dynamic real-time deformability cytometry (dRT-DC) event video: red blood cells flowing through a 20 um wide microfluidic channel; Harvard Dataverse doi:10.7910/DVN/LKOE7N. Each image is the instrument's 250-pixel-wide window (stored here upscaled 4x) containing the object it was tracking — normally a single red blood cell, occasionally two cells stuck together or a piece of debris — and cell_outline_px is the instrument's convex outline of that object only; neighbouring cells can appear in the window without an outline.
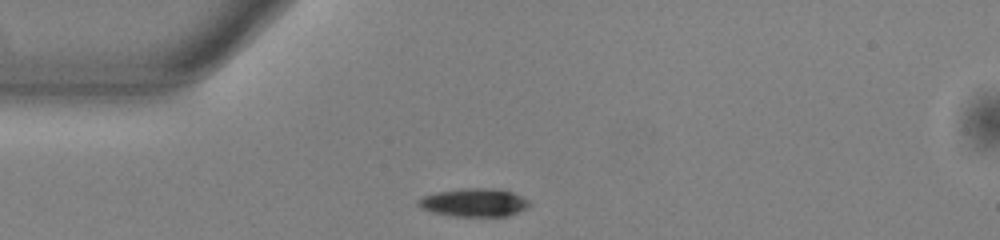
{"species": "common noctule bat (a hibernating species)", "species_latin": "Nyctalus noctula", "temperature_condition": "warm", "stored_images_in_passage": 41, "camera_frame_rate_fps": 3000, "um_per_image_px": 0.085, "animal": {"sex": "male", "body_mass_g": 13.0, "forearm_length_mm": 53.1}, "frame": {"image": 1, "passage_image": 1, "time_ms": 0.0, "image_size_px": [1000, 240], "cell_outline_px": [[528, 204], [524, 208], [508, 216], [456, 216], [432, 212], [420, 208], [416, 204], [416, 200], [420, 196], [436, 192], [468, 188], [492, 188], [512, 192], [528, 200]], "centroid_in_image_um": [40.2, 17.21], "position_along_channel_um": 44.8, "area_um2": 18.09}}
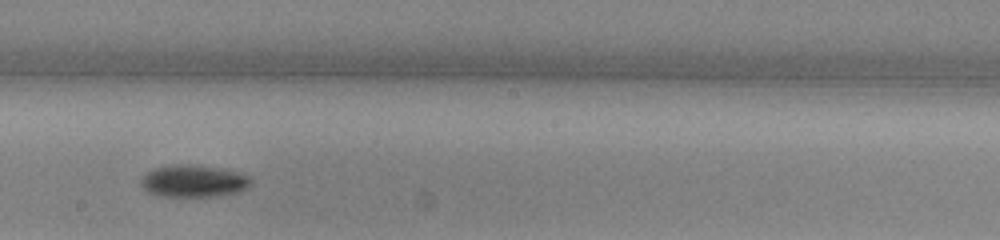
{"frame": {"image": 2, "passage_image": 17, "time_ms": 5.333, "image_size_px": [1000, 240], "cell_outline_px": [[252, 184], [248, 188], [240, 192], [216, 196], [160, 196], [148, 192], [140, 184], [140, 180], [148, 172], [156, 168], [172, 164], [188, 164], [216, 168], [248, 176], [252, 180]], "centroid_in_image_um": [16.45, 15.4], "position_along_channel_um": 231.8, "area_um2": 20.35}}
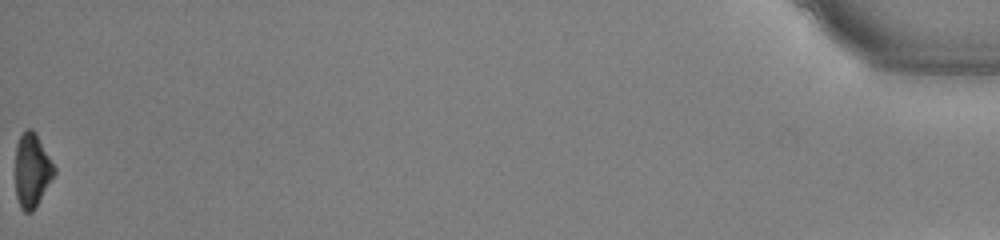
{"frame": {"image": 3, "passage_image": 41, "time_ms": 13.333, "image_size_px": [1000, 240], "cell_outline_px": [[56, 172], [32, 212], [24, 212], [20, 208], [16, 196], [16, 144], [20, 136], [28, 128], [32, 128], [36, 132], [56, 168]], "centroid_in_image_um": [2.72, 14.46], "position_along_channel_um": 432.5, "area_um2": 16.65}, "authors_computed_cell_mechanics": {"area_um2": 18.9584, "velocity_mm_per_s": 3.8486, "shape_relaxation_time_tau1_ms": 2.2286, "shape_relaxation_time_tau2_ms": null, "deformation_change_tau1": 0.1258, "deformation_change_tau2": null}}